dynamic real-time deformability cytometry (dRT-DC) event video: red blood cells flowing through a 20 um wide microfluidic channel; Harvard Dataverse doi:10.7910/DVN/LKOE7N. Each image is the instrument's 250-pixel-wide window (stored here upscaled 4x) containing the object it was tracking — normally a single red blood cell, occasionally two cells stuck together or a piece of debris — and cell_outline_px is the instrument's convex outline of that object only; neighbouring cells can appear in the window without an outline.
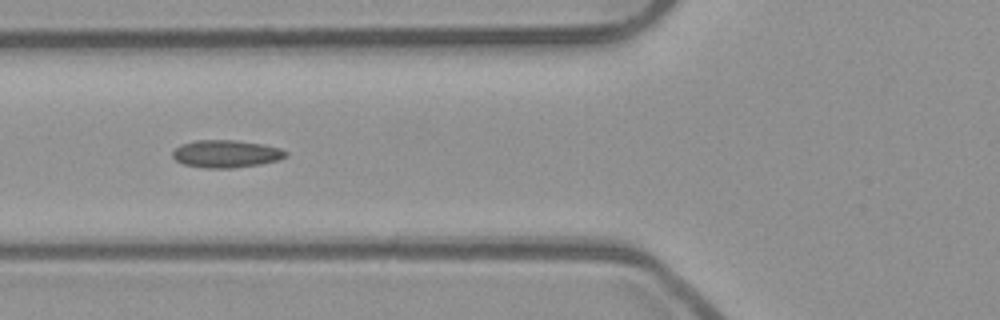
{"species": "common noctule bat (a hibernating species)", "species_latin": "Nyctalus noctula", "temperature_condition": "room temperature", "stored_images_in_passage": 18, "camera_frame_rate_fps": 3000, "um_per_image_px": 0.085, "animal": {"sex": "male", "body_mass_g": 23.1, "forearm_length_mm": 52.7}, "frame": {"image": 1, "passage_image": 8, "time_ms": 2.333, "image_size_px": [1000, 320], "cell_outline_px": [[288, 156], [276, 160], [260, 164], [232, 168], [204, 168], [184, 164], [176, 160], [172, 156], [172, 152], [180, 144], [196, 140], [236, 140], [260, 144], [280, 148], [288, 152]], "centroid_in_image_um": [19.2, 13.07], "position_along_channel_um": 106.6, "area_um2": 18.09}}